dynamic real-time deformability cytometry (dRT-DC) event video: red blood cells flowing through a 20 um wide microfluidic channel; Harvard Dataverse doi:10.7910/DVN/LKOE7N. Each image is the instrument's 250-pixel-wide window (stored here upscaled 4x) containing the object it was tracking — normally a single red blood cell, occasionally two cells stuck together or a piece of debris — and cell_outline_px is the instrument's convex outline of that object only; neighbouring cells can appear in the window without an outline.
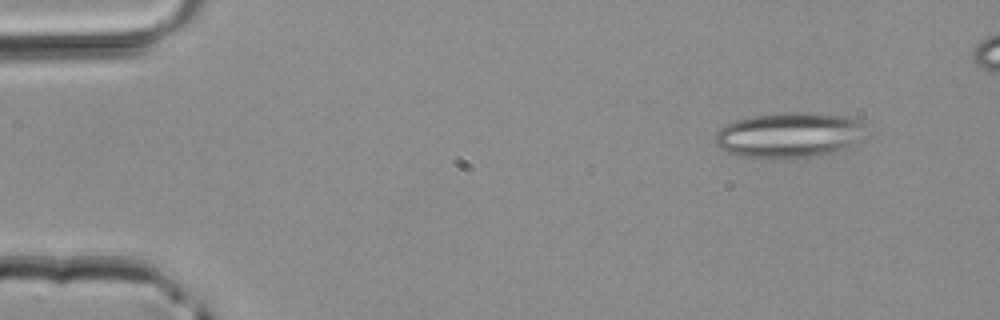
{"species": "common noctule bat (a hibernating species)", "species_latin": "Nyctalus noctula", "temperature_condition": "room temperature", "stored_images_in_passage": 4, "camera_frame_rate_fps": 3000, "um_per_image_px": 0.085, "animal": {"sex": "male", "body_mass_g": 20.4}, "frame": {"image": 1, "passage_image": 1, "time_ms": 0.0, "image_size_px": [1000, 320], "cell_outline_px": [[872, 136], [852, 148], [816, 156], [788, 160], [764, 160], [740, 156], [728, 152], [720, 148], [716, 144], [716, 132], [720, 128], [736, 120], [752, 116], [784, 112], [812, 112], [852, 116], [860, 120]], "centroid_in_image_um": [67.24, 11.51], "position_along_channel_um": 17.8, "area_um2": 41.79}}